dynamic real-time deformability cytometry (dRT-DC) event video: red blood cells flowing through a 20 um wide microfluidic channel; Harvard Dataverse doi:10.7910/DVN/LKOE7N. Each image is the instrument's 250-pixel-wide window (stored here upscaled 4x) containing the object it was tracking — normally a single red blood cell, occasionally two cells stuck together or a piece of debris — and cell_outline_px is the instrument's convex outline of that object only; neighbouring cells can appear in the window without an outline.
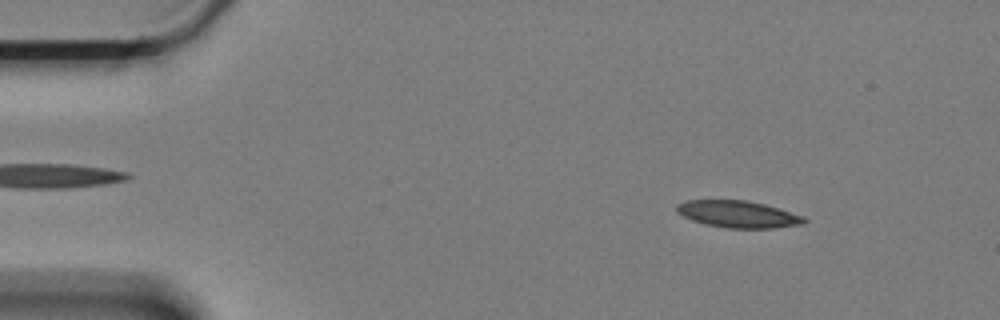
{"species": "Egyptian fruit bat (a non-hibernating species)", "species_latin": "Rousettus aegyptiacus", "temperature_condition": "cold", "stored_images_in_passage": 59, "camera_frame_rate_fps": 3000, "um_per_image_px": 0.085, "animal": {"sex": "female"}, "frame": {"image": 1, "passage_image": 7, "time_ms": 2.0, "image_size_px": [1000, 320], "cell_outline_px": [[808, 220], [804, 224], [772, 228], [728, 228], [708, 224], [692, 220], [676, 212], [676, 204], [688, 200], [748, 200], [764, 204], [804, 216]], "centroid_in_image_um": [62.75, 18.2], "position_along_channel_um": 22.3, "area_um2": 19.88}}
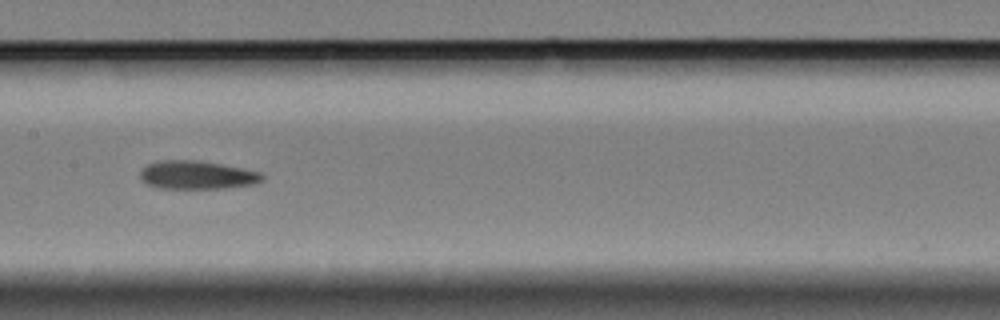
{"frame": {"image": 2, "passage_image": 29, "time_ms": 9.333, "image_size_px": [1000, 320], "cell_outline_px": [[264, 176], [260, 180], [252, 184], [224, 188], [156, 188], [140, 180], [140, 172], [148, 164], [160, 160], [196, 160], [220, 164], [260, 172]], "centroid_in_image_um": [16.68, 14.87], "position_along_channel_um": 190.7, "area_um2": 19.88}}
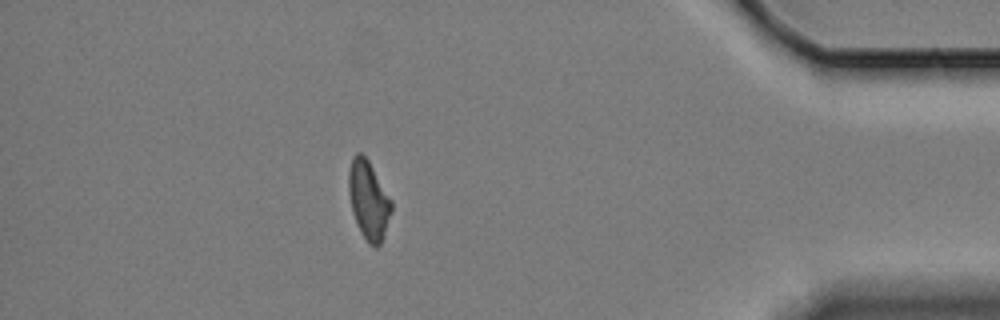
{"frame": {"image": 3, "passage_image": 52, "time_ms": 17.0, "image_size_px": [1000, 320], "cell_outline_px": [[392, 212], [384, 236], [380, 244], [376, 248], [368, 244], [352, 212], [348, 192], [348, 172], [352, 160], [356, 152], [360, 152], [368, 160], [392, 200]], "centroid_in_image_um": [31.34, 17.01], "position_along_channel_um": 403.9, "area_um2": 19.48}, "authors_computed_cell_mechanics": {"area_um2": 20.3456, "velocity_mm_per_s": 3.3293, "shape_relaxation_time_tau1_ms": 5.9702, "shape_relaxation_time_tau2_ms": 4.7204, "deformation_change_tau1": 0.1454, "deformation_change_tau2": 0.1285}}